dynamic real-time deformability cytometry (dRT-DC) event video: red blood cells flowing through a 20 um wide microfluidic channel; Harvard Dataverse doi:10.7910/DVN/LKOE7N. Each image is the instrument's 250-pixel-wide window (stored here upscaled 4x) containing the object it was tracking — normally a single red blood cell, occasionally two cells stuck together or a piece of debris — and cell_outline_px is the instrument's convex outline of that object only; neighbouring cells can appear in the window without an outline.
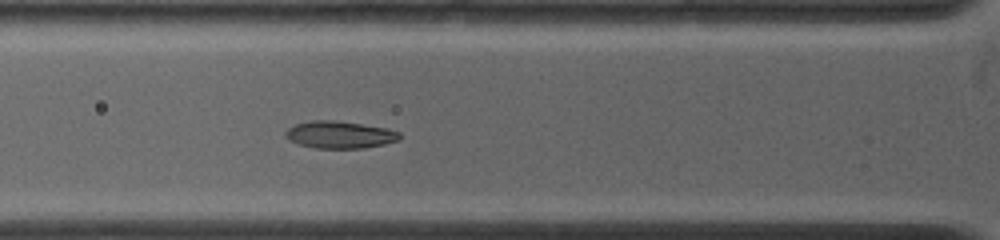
{"species": "common noctule bat (a hibernating species)", "species_latin": "Nyctalus noctula", "temperature_condition": "warm", "stored_images_in_passage": 5, "camera_frame_rate_fps": 4500, "um_per_image_px": 0.085, "animal": {"sex": "female", "body_mass_g": 19.0, "forearm_length_mm": 53.3}, "frame": {"image": 1, "passage_image": 5, "time_ms": 3.111, "image_size_px": [1000, 240], "cell_outline_px": [[400, 136], [396, 140], [384, 144], [364, 148], [316, 148], [300, 144], [288, 140], [284, 136], [284, 132], [288, 128], [296, 124], [312, 120], [332, 120], [388, 128], [400, 132]], "centroid_in_image_um": [28.84, 11.45], "position_along_channel_um": 97.0, "area_um2": 17.98}}